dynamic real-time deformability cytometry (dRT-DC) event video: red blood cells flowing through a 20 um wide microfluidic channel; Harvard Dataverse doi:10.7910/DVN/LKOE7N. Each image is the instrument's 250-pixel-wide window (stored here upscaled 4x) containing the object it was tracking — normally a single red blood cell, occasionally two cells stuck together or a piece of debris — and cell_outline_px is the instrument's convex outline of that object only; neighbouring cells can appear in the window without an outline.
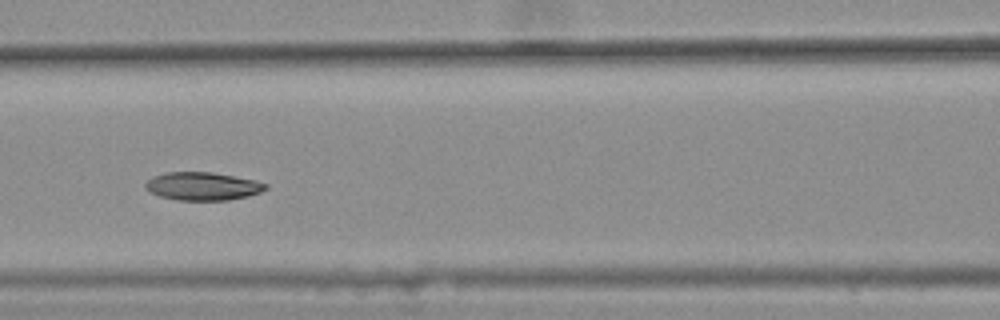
{"species": "common noctule bat (a hibernating species)", "species_latin": "Nyctalus noctula", "temperature_condition": "warm", "stored_images_in_passage": 11, "camera_frame_rate_fps": 3000, "um_per_image_px": 0.085, "animal": {"sex": "female", "body_mass_g": 25.1}, "frame": {"image": 1, "passage_image": 5, "time_ms": 1.333, "image_size_px": [1000, 320], "cell_outline_px": [[268, 188], [260, 192], [248, 196], [228, 200], [176, 200], [160, 196], [144, 188], [144, 184], [152, 176], [168, 172], [212, 172], [252, 180], [268, 184]], "centroid_in_image_um": [17.2, 15.83], "position_along_channel_um": 149.4, "area_um2": 19.54}}
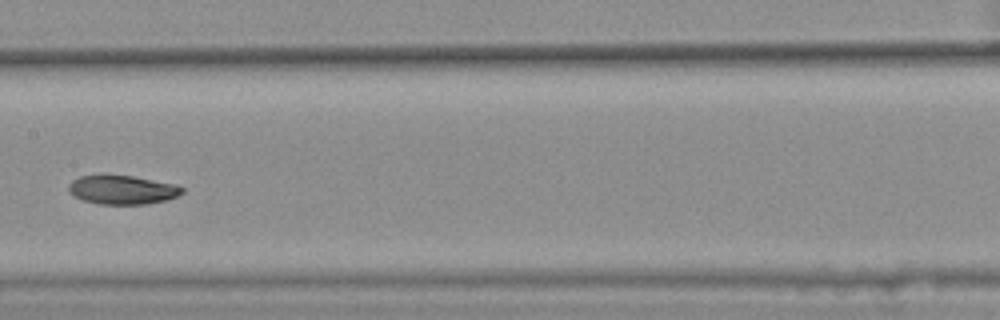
{"frame": {"image": 2, "passage_image": 6, "time_ms": 1.667, "image_size_px": [1000, 320], "cell_outline_px": [[184, 192], [168, 200], [144, 204], [100, 204], [84, 200], [68, 192], [68, 184], [72, 180], [80, 176], [132, 176], [176, 184], [184, 188]], "centroid_in_image_um": [10.42, 16.14], "position_along_channel_um": 197.0, "area_um2": 18.9}}
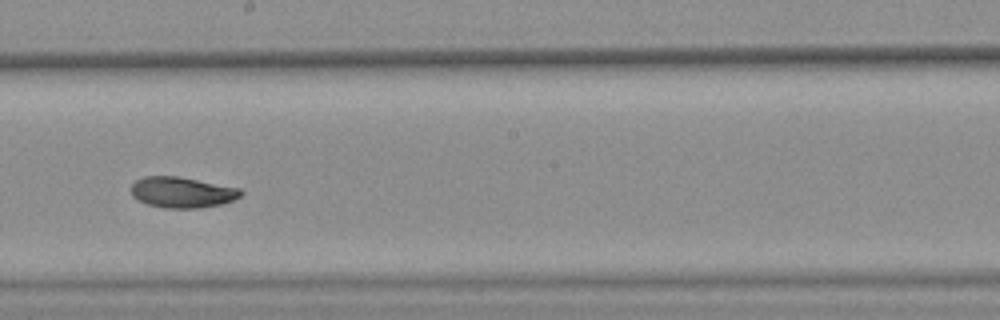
{"frame": {"image": 3, "passage_image": 7, "time_ms": 2.0, "image_size_px": [1000, 320], "cell_outline_px": [[244, 192], [240, 196], [232, 200], [220, 204], [196, 208], [164, 208], [148, 204], [132, 196], [128, 188], [136, 180], [144, 176], [180, 176], [240, 188]], "centroid_in_image_um": [15.44, 16.33], "position_along_channel_um": 232.8, "area_um2": 19.77}}